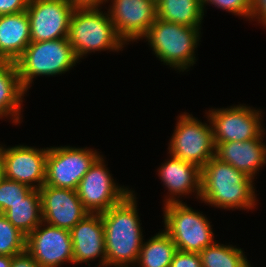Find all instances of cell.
Returning <instances> with one entry per match:
<instances>
[{
    "instance_id": "14",
    "label": "cell",
    "mask_w": 266,
    "mask_h": 267,
    "mask_svg": "<svg viewBox=\"0 0 266 267\" xmlns=\"http://www.w3.org/2000/svg\"><path fill=\"white\" fill-rule=\"evenodd\" d=\"M47 153L48 147H3L4 177L39 190L45 183Z\"/></svg>"
},
{
    "instance_id": "30",
    "label": "cell",
    "mask_w": 266,
    "mask_h": 267,
    "mask_svg": "<svg viewBox=\"0 0 266 267\" xmlns=\"http://www.w3.org/2000/svg\"><path fill=\"white\" fill-rule=\"evenodd\" d=\"M255 19L266 28V0H252V14L250 20Z\"/></svg>"
},
{
    "instance_id": "1",
    "label": "cell",
    "mask_w": 266,
    "mask_h": 267,
    "mask_svg": "<svg viewBox=\"0 0 266 267\" xmlns=\"http://www.w3.org/2000/svg\"><path fill=\"white\" fill-rule=\"evenodd\" d=\"M131 191L122 201L100 213L104 224L106 267L136 265L144 240L137 201Z\"/></svg>"
},
{
    "instance_id": "7",
    "label": "cell",
    "mask_w": 266,
    "mask_h": 267,
    "mask_svg": "<svg viewBox=\"0 0 266 267\" xmlns=\"http://www.w3.org/2000/svg\"><path fill=\"white\" fill-rule=\"evenodd\" d=\"M209 125L192 114L182 113L168 146L169 154L202 169L215 156V143L210 119Z\"/></svg>"
},
{
    "instance_id": "3",
    "label": "cell",
    "mask_w": 266,
    "mask_h": 267,
    "mask_svg": "<svg viewBox=\"0 0 266 267\" xmlns=\"http://www.w3.org/2000/svg\"><path fill=\"white\" fill-rule=\"evenodd\" d=\"M200 30L201 27H189L156 18L142 39L148 41L153 54L164 65L184 72L197 61L195 49L201 39Z\"/></svg>"
},
{
    "instance_id": "31",
    "label": "cell",
    "mask_w": 266,
    "mask_h": 267,
    "mask_svg": "<svg viewBox=\"0 0 266 267\" xmlns=\"http://www.w3.org/2000/svg\"><path fill=\"white\" fill-rule=\"evenodd\" d=\"M11 267H40V266L25 250L12 257Z\"/></svg>"
},
{
    "instance_id": "15",
    "label": "cell",
    "mask_w": 266,
    "mask_h": 267,
    "mask_svg": "<svg viewBox=\"0 0 266 267\" xmlns=\"http://www.w3.org/2000/svg\"><path fill=\"white\" fill-rule=\"evenodd\" d=\"M42 221L70 231L89 212L72 189L43 185L39 189Z\"/></svg>"
},
{
    "instance_id": "5",
    "label": "cell",
    "mask_w": 266,
    "mask_h": 267,
    "mask_svg": "<svg viewBox=\"0 0 266 267\" xmlns=\"http://www.w3.org/2000/svg\"><path fill=\"white\" fill-rule=\"evenodd\" d=\"M78 62L68 38H61L31 42L15 63L20 83L28 91L37 76L63 74Z\"/></svg>"
},
{
    "instance_id": "29",
    "label": "cell",
    "mask_w": 266,
    "mask_h": 267,
    "mask_svg": "<svg viewBox=\"0 0 266 267\" xmlns=\"http://www.w3.org/2000/svg\"><path fill=\"white\" fill-rule=\"evenodd\" d=\"M29 0H0V15L26 11Z\"/></svg>"
},
{
    "instance_id": "20",
    "label": "cell",
    "mask_w": 266,
    "mask_h": 267,
    "mask_svg": "<svg viewBox=\"0 0 266 267\" xmlns=\"http://www.w3.org/2000/svg\"><path fill=\"white\" fill-rule=\"evenodd\" d=\"M26 93L20 83L16 63L0 60V119L12 117V123H21V108Z\"/></svg>"
},
{
    "instance_id": "18",
    "label": "cell",
    "mask_w": 266,
    "mask_h": 267,
    "mask_svg": "<svg viewBox=\"0 0 266 267\" xmlns=\"http://www.w3.org/2000/svg\"><path fill=\"white\" fill-rule=\"evenodd\" d=\"M263 135L247 141L214 142L215 157L255 179L257 171L266 163Z\"/></svg>"
},
{
    "instance_id": "16",
    "label": "cell",
    "mask_w": 266,
    "mask_h": 267,
    "mask_svg": "<svg viewBox=\"0 0 266 267\" xmlns=\"http://www.w3.org/2000/svg\"><path fill=\"white\" fill-rule=\"evenodd\" d=\"M74 264L99 259V267H106L104 224L100 213H89L71 230Z\"/></svg>"
},
{
    "instance_id": "22",
    "label": "cell",
    "mask_w": 266,
    "mask_h": 267,
    "mask_svg": "<svg viewBox=\"0 0 266 267\" xmlns=\"http://www.w3.org/2000/svg\"><path fill=\"white\" fill-rule=\"evenodd\" d=\"M4 215L14 227L27 236L42 222L39 190L33 189L23 201L13 204Z\"/></svg>"
},
{
    "instance_id": "12",
    "label": "cell",
    "mask_w": 266,
    "mask_h": 267,
    "mask_svg": "<svg viewBox=\"0 0 266 267\" xmlns=\"http://www.w3.org/2000/svg\"><path fill=\"white\" fill-rule=\"evenodd\" d=\"M26 251L40 267H61L74 264L70 231L43 221L26 236Z\"/></svg>"
},
{
    "instance_id": "28",
    "label": "cell",
    "mask_w": 266,
    "mask_h": 267,
    "mask_svg": "<svg viewBox=\"0 0 266 267\" xmlns=\"http://www.w3.org/2000/svg\"><path fill=\"white\" fill-rule=\"evenodd\" d=\"M170 267H202L201 256L199 253L177 250L173 256Z\"/></svg>"
},
{
    "instance_id": "25",
    "label": "cell",
    "mask_w": 266,
    "mask_h": 267,
    "mask_svg": "<svg viewBox=\"0 0 266 267\" xmlns=\"http://www.w3.org/2000/svg\"><path fill=\"white\" fill-rule=\"evenodd\" d=\"M26 250V235L0 213V255L14 256Z\"/></svg>"
},
{
    "instance_id": "13",
    "label": "cell",
    "mask_w": 266,
    "mask_h": 267,
    "mask_svg": "<svg viewBox=\"0 0 266 267\" xmlns=\"http://www.w3.org/2000/svg\"><path fill=\"white\" fill-rule=\"evenodd\" d=\"M109 1V0H108ZM109 16L125 42L142 39L157 18L155 0H111Z\"/></svg>"
},
{
    "instance_id": "32",
    "label": "cell",
    "mask_w": 266,
    "mask_h": 267,
    "mask_svg": "<svg viewBox=\"0 0 266 267\" xmlns=\"http://www.w3.org/2000/svg\"><path fill=\"white\" fill-rule=\"evenodd\" d=\"M108 0H69L75 9L102 8L100 5L107 3Z\"/></svg>"
},
{
    "instance_id": "23",
    "label": "cell",
    "mask_w": 266,
    "mask_h": 267,
    "mask_svg": "<svg viewBox=\"0 0 266 267\" xmlns=\"http://www.w3.org/2000/svg\"><path fill=\"white\" fill-rule=\"evenodd\" d=\"M176 251L173 240L163 230L142 243L136 264L139 267H170Z\"/></svg>"
},
{
    "instance_id": "6",
    "label": "cell",
    "mask_w": 266,
    "mask_h": 267,
    "mask_svg": "<svg viewBox=\"0 0 266 267\" xmlns=\"http://www.w3.org/2000/svg\"><path fill=\"white\" fill-rule=\"evenodd\" d=\"M165 232L173 240L177 250L200 253L213 244L214 233L206 215L183 202L164 204Z\"/></svg>"
},
{
    "instance_id": "19",
    "label": "cell",
    "mask_w": 266,
    "mask_h": 267,
    "mask_svg": "<svg viewBox=\"0 0 266 267\" xmlns=\"http://www.w3.org/2000/svg\"><path fill=\"white\" fill-rule=\"evenodd\" d=\"M31 43L26 11L0 15V60L16 62Z\"/></svg>"
},
{
    "instance_id": "4",
    "label": "cell",
    "mask_w": 266,
    "mask_h": 267,
    "mask_svg": "<svg viewBox=\"0 0 266 267\" xmlns=\"http://www.w3.org/2000/svg\"><path fill=\"white\" fill-rule=\"evenodd\" d=\"M68 41L78 61L95 51H122L126 46L119 37L109 12L101 8L75 9L70 20Z\"/></svg>"
},
{
    "instance_id": "11",
    "label": "cell",
    "mask_w": 266,
    "mask_h": 267,
    "mask_svg": "<svg viewBox=\"0 0 266 267\" xmlns=\"http://www.w3.org/2000/svg\"><path fill=\"white\" fill-rule=\"evenodd\" d=\"M74 10L69 0H29L26 12L31 42L68 38Z\"/></svg>"
},
{
    "instance_id": "27",
    "label": "cell",
    "mask_w": 266,
    "mask_h": 267,
    "mask_svg": "<svg viewBox=\"0 0 266 267\" xmlns=\"http://www.w3.org/2000/svg\"><path fill=\"white\" fill-rule=\"evenodd\" d=\"M215 5L219 9L231 12L239 17L251 19L252 14V0H202L203 11L205 5Z\"/></svg>"
},
{
    "instance_id": "26",
    "label": "cell",
    "mask_w": 266,
    "mask_h": 267,
    "mask_svg": "<svg viewBox=\"0 0 266 267\" xmlns=\"http://www.w3.org/2000/svg\"><path fill=\"white\" fill-rule=\"evenodd\" d=\"M32 190L28 185L4 177L0 181V213L4 214L13 204L23 201Z\"/></svg>"
},
{
    "instance_id": "21",
    "label": "cell",
    "mask_w": 266,
    "mask_h": 267,
    "mask_svg": "<svg viewBox=\"0 0 266 267\" xmlns=\"http://www.w3.org/2000/svg\"><path fill=\"white\" fill-rule=\"evenodd\" d=\"M157 18L189 27H201L202 0H157Z\"/></svg>"
},
{
    "instance_id": "9",
    "label": "cell",
    "mask_w": 266,
    "mask_h": 267,
    "mask_svg": "<svg viewBox=\"0 0 266 267\" xmlns=\"http://www.w3.org/2000/svg\"><path fill=\"white\" fill-rule=\"evenodd\" d=\"M104 162L103 156L100 155L76 189L79 199L89 213L105 212L133 191L115 183Z\"/></svg>"
},
{
    "instance_id": "8",
    "label": "cell",
    "mask_w": 266,
    "mask_h": 267,
    "mask_svg": "<svg viewBox=\"0 0 266 267\" xmlns=\"http://www.w3.org/2000/svg\"><path fill=\"white\" fill-rule=\"evenodd\" d=\"M99 156L97 150L86 147H48L44 185L76 191L82 177Z\"/></svg>"
},
{
    "instance_id": "24",
    "label": "cell",
    "mask_w": 266,
    "mask_h": 267,
    "mask_svg": "<svg viewBox=\"0 0 266 267\" xmlns=\"http://www.w3.org/2000/svg\"><path fill=\"white\" fill-rule=\"evenodd\" d=\"M202 267H248L250 263L241 248L216 242L200 253Z\"/></svg>"
},
{
    "instance_id": "2",
    "label": "cell",
    "mask_w": 266,
    "mask_h": 267,
    "mask_svg": "<svg viewBox=\"0 0 266 267\" xmlns=\"http://www.w3.org/2000/svg\"><path fill=\"white\" fill-rule=\"evenodd\" d=\"M254 181L214 156L201 169L200 200L220 209L252 210L257 206Z\"/></svg>"
},
{
    "instance_id": "34",
    "label": "cell",
    "mask_w": 266,
    "mask_h": 267,
    "mask_svg": "<svg viewBox=\"0 0 266 267\" xmlns=\"http://www.w3.org/2000/svg\"><path fill=\"white\" fill-rule=\"evenodd\" d=\"M1 145V144H0ZM4 178L3 146H0V181Z\"/></svg>"
},
{
    "instance_id": "17",
    "label": "cell",
    "mask_w": 266,
    "mask_h": 267,
    "mask_svg": "<svg viewBox=\"0 0 266 267\" xmlns=\"http://www.w3.org/2000/svg\"><path fill=\"white\" fill-rule=\"evenodd\" d=\"M169 157L170 159L168 158L157 170L159 179L169 192L164 204L182 202L178 198L190 193H195V197L200 199L201 169L171 154Z\"/></svg>"
},
{
    "instance_id": "10",
    "label": "cell",
    "mask_w": 266,
    "mask_h": 267,
    "mask_svg": "<svg viewBox=\"0 0 266 267\" xmlns=\"http://www.w3.org/2000/svg\"><path fill=\"white\" fill-rule=\"evenodd\" d=\"M210 119L214 142L247 141L265 134L262 111L244 104L206 112ZM264 129V130H263Z\"/></svg>"
},
{
    "instance_id": "33",
    "label": "cell",
    "mask_w": 266,
    "mask_h": 267,
    "mask_svg": "<svg viewBox=\"0 0 266 267\" xmlns=\"http://www.w3.org/2000/svg\"><path fill=\"white\" fill-rule=\"evenodd\" d=\"M12 256L0 255V267H11Z\"/></svg>"
}]
</instances>
